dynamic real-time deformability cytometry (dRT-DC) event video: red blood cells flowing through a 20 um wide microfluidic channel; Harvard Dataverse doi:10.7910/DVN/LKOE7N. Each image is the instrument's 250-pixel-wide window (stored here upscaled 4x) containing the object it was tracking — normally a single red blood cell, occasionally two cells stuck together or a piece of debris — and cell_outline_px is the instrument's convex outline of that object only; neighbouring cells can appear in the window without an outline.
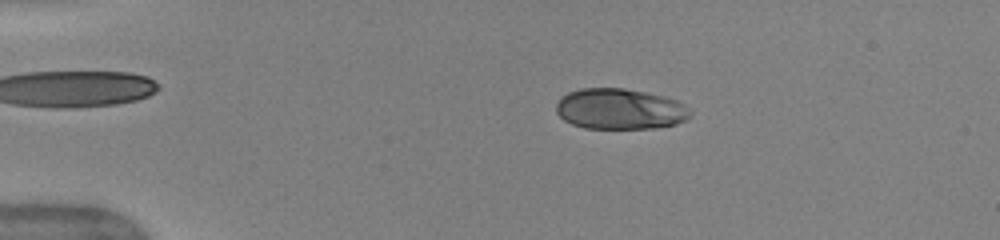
{"species": "human", "species_latin": "Homo sapiens", "temperature_condition": "warm", "stored_images_in_passage": 50, "camera_frame_rate_fps": 3000, "um_per_image_px": 0.085, "donor": {"sex": "female"}, "frame": {"image": 1, "passage_image": 10, "time_ms": 3.0, "image_size_px": [1000, 240], "cell_outline_px": [[692, 112], [684, 120], [676, 124], [656, 128], [584, 128], [572, 124], [564, 120], [556, 112], [556, 104], [560, 96], [568, 92], [580, 88], [624, 88], [664, 96], [676, 100], [684, 104]], "centroid_in_image_um": [52.66, 9.26], "position_along_channel_um": 32.3, "area_um2": 31.91}}
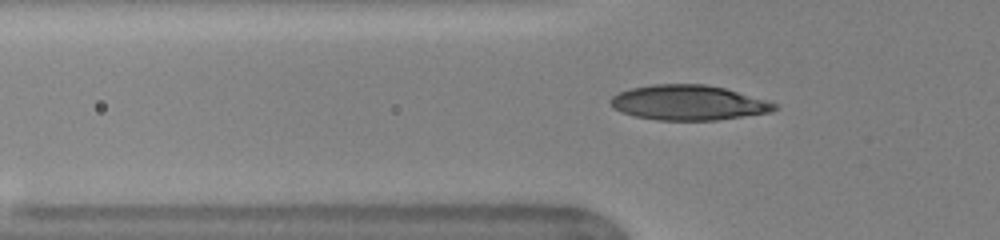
{"frame": {"image": 2, "passage_image": 17, "time_ms": 5.333, "image_size_px": [1000, 240], "cell_outline_px": [[780, 108], [772, 112], [716, 120], [656, 120], [636, 116], [612, 108], [608, 100], [612, 96], [620, 92], [632, 88], [652, 84], [704, 84], [724, 88], [780, 104]], "centroid_in_image_um": [58.54, 8.73], "position_along_channel_um": 67.3, "area_um2": 33.47}}
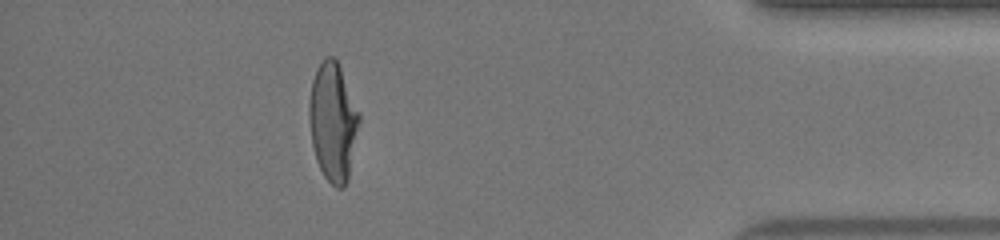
{"frame": {"image": 3, "passage_image": 45, "time_ms": 14.667, "image_size_px": [1000, 240], "cell_outline_px": [[360, 120], [348, 180], [344, 188], [336, 188], [324, 176], [316, 160], [312, 144], [308, 120], [308, 104], [312, 80], [316, 68], [324, 56], [332, 56], [336, 60], [340, 68], [360, 112]], "centroid_in_image_um": [28.29, 10.35], "position_along_channel_um": 406.9, "area_um2": 34.74}, "authors_computed_cell_mechanics": {"area_um2": 33.7552, "velocity_mm_per_s": 4.0548, "shape_relaxation_time_tau1_ms": 4.4707, "shape_relaxation_time_tau2_ms": null, "deformation_change_tau1": 0.2164, "deformation_change_tau2": null}}